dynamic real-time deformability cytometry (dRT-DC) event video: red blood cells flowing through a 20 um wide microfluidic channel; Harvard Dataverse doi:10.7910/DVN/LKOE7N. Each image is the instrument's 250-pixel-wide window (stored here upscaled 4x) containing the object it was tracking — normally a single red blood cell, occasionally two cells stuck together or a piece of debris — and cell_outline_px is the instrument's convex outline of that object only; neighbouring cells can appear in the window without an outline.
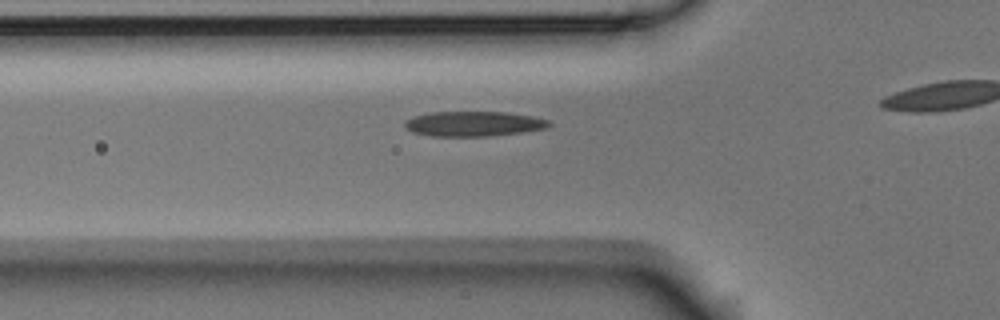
{"species": "Egyptian fruit bat (a non-hibernating species)", "species_latin": "Rousettus aegyptiacus", "temperature_condition": "room temperature", "stored_images_in_passage": 4, "segment_of_instrument_passage": [1, 2], "camera_frame_rate_fps": 3000, "um_per_image_px": 0.085, "animal": {"sex": "male"}, "frame": {"image": 1, "passage_image": 3, "time_ms": 0.667, "image_size_px": [1000, 320], "cell_outline_px": [[552, 124], [544, 128], [520, 132], [488, 136], [432, 136], [412, 132], [404, 128], [404, 124], [412, 116], [432, 112], [508, 112], [532, 116], [548, 120]], "centroid_in_image_um": [40.22, 10.52], "position_along_channel_um": 85.6, "area_um2": 20.87}}